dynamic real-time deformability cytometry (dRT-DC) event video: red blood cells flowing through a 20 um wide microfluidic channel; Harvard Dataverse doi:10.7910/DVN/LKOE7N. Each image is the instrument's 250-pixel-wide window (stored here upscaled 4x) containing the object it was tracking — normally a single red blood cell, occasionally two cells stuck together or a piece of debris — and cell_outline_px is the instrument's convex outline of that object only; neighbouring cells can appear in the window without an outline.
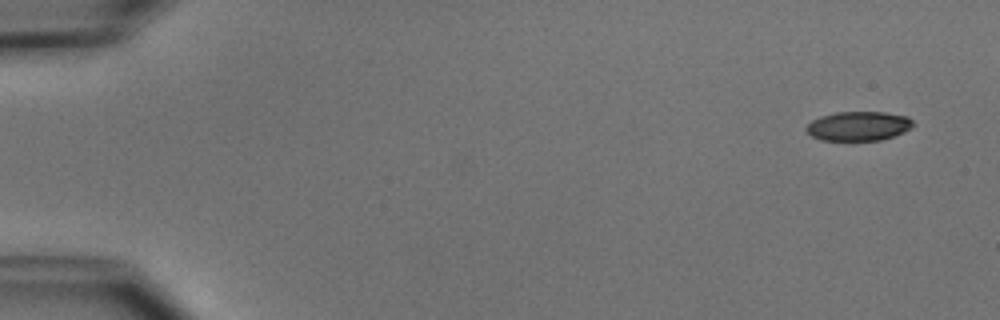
{"species": "common noctule bat (a hibernating species)", "species_latin": "Nyctalus noctula", "temperature_condition": "cold", "stored_images_in_passage": 5, "camera_frame_rate_fps": 3000, "um_per_image_px": 0.085, "animal": {"sex": "male", "body_mass_g": 15.6}, "frame": {"image": 1, "passage_image": 1, "time_ms": 0.0, "image_size_px": [1000, 320], "cell_outline_px": [[912, 128], [904, 132], [880, 140], [820, 140], [812, 136], [804, 128], [812, 120], [820, 116], [836, 112], [884, 112], [908, 116], [912, 120]], "centroid_in_image_um": [72.96, 10.71], "position_along_channel_um": 12.0, "area_um2": 18.21}}
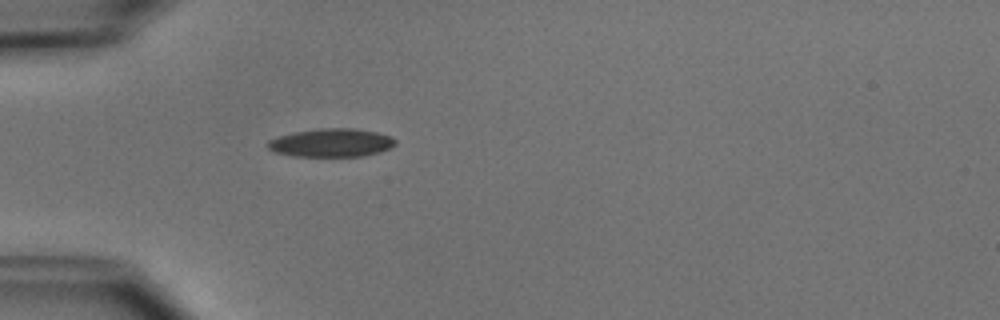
{"frame": {"image": 2, "passage_image": 5, "time_ms": 4.333, "image_size_px": [1000, 320], "cell_outline_px": [[396, 144], [380, 152], [364, 156], [296, 156], [276, 152], [268, 148], [268, 140], [280, 136], [296, 132], [320, 128], [352, 128], [376, 132], [392, 136], [396, 140]], "centroid_in_image_um": [28.21, 12.13], "position_along_channel_um": 56.8, "area_um2": 20.87}}